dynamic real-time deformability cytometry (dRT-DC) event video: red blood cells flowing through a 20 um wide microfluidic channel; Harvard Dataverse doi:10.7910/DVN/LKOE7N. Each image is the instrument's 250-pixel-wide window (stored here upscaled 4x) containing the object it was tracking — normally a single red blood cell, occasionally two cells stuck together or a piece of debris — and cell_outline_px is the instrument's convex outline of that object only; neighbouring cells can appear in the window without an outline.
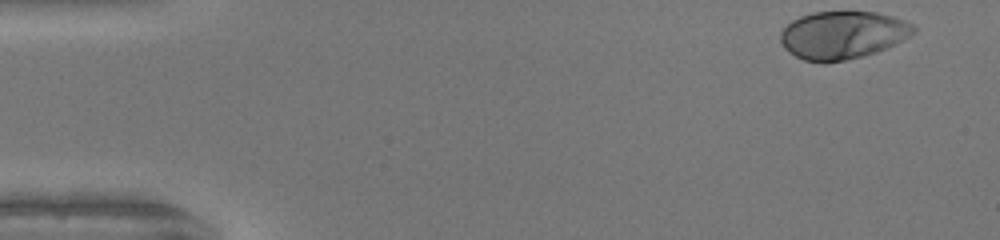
{"species": "human", "species_latin": "Homo sapiens", "temperature_condition": "warm", "stored_images_in_passage": 39, "camera_frame_rate_fps": 3000, "um_per_image_px": 0.085, "donor": {"sex": "female"}, "frame": {"image": 1, "passage_image": 1, "time_ms": 0.0, "image_size_px": [1000, 240], "cell_outline_px": [[916, 32], [876, 52], [844, 60], [824, 64], [804, 60], [788, 52], [784, 48], [780, 40], [780, 32], [792, 20], [800, 16], [812, 12], [876, 12], [892, 16], [904, 20], [912, 24], [916, 28]], "centroid_in_image_um": [71.57, 2.98], "position_along_channel_um": 13.4, "area_um2": 36.93}}
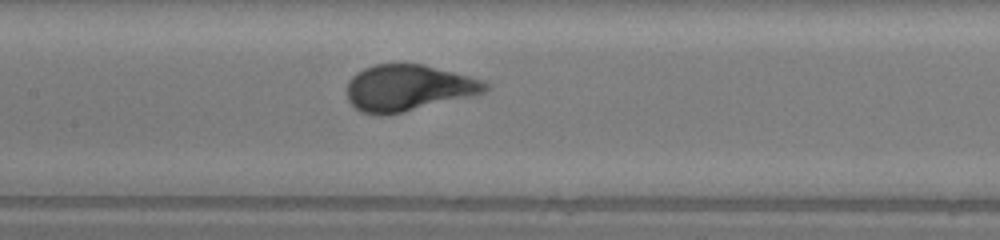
{"frame": {"image": 2, "passage_image": 22, "time_ms": 7.0, "image_size_px": [1000, 240], "cell_outline_px": [[492, 88], [488, 92], [476, 96], [400, 112], [380, 116], [360, 112], [348, 100], [348, 80], [356, 72], [372, 64], [424, 64], [484, 80], [492, 84]], "centroid_in_image_um": [34.77, 7.46], "position_along_channel_um": 172.6, "area_um2": 37.74}}
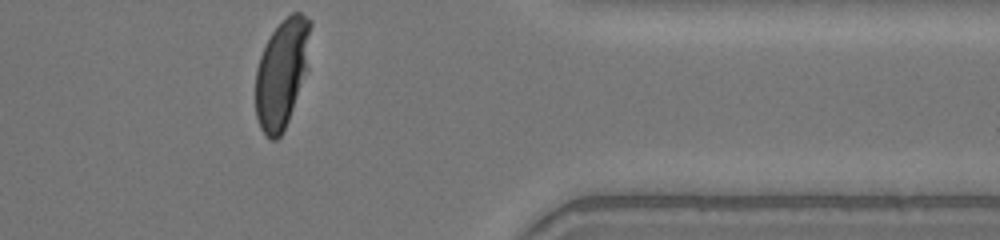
{"frame": {"image": 3, "passage_image": 39, "time_ms": 12.667, "image_size_px": [1000, 240], "cell_outline_px": [[312, 24], [308, 68], [288, 120], [280, 136], [276, 140], [272, 140], [260, 128], [256, 116], [256, 68], [260, 56], [272, 32], [292, 12], [300, 12], [312, 20]], "centroid_in_image_um": [23.98, 6.19], "position_along_channel_um": 387.4, "area_um2": 34.62}, "authors_computed_cell_mechanics": {"area_um2": 36.8186, "velocity_mm_per_s": 4.1144, "shape_relaxation_time_tau1_ms": 3.2502, "shape_relaxation_time_tau2_ms": null, "deformation_change_tau1": 0.2153, "deformation_change_tau2": null}}